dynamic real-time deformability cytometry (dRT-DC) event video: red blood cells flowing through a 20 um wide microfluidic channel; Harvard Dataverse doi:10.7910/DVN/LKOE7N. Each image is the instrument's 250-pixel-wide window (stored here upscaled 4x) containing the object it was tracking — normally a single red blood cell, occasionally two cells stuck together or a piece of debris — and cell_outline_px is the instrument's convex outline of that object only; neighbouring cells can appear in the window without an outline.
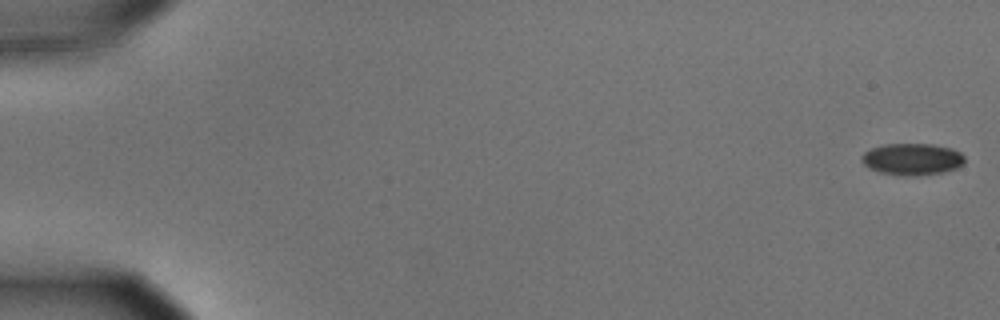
{"species": "common noctule bat (a hibernating species)", "species_latin": "Nyctalus noctula", "temperature_condition": "cold", "stored_images_in_passage": 5, "camera_frame_rate_fps": 3000, "um_per_image_px": 0.085, "animal": {"sex": "male", "body_mass_g": 15.6}, "frame": {"image": 1, "passage_image": 1, "time_ms": 0.0, "image_size_px": [1000, 320], "cell_outline_px": [[964, 164], [956, 168], [944, 172], [916, 176], [900, 176], [880, 172], [868, 168], [860, 160], [860, 156], [864, 152], [872, 148], [884, 144], [932, 144], [952, 148], [960, 152], [964, 156]], "centroid_in_image_um": [77.52, 13.54], "position_along_channel_um": 7.5, "area_um2": 19.31}}